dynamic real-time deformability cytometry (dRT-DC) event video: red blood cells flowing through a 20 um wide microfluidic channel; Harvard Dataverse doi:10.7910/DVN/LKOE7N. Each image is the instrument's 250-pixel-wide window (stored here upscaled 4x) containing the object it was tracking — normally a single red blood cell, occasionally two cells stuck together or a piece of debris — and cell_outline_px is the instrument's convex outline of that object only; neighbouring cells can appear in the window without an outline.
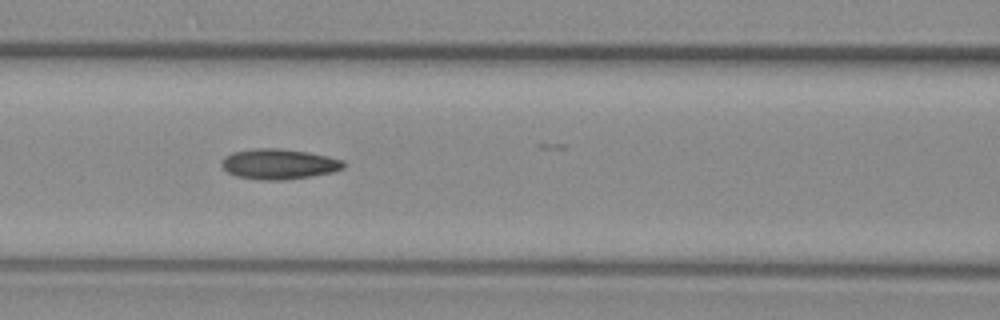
{"species": "common noctule bat (a hibernating species)", "species_latin": "Nyctalus noctula", "temperature_condition": "warm", "stored_images_in_passage": 25, "camera_frame_rate_fps": 3000, "um_per_image_px": 0.085, "animal": {"sex": "female", "body_mass_g": 29.2, "forearm_length_mm": 56.3}, "frame": {"image": 1, "passage_image": 6, "time_ms": 1.667, "image_size_px": [1000, 320], "cell_outline_px": [[340, 164], [336, 168], [316, 172], [292, 176], [256, 176], [240, 172], [256, 152], [292, 152], [312, 156], [328, 160]], "centroid_in_image_um": [24.28, 13.98], "position_along_channel_um": 142.3, "area_um2": 12.6}}
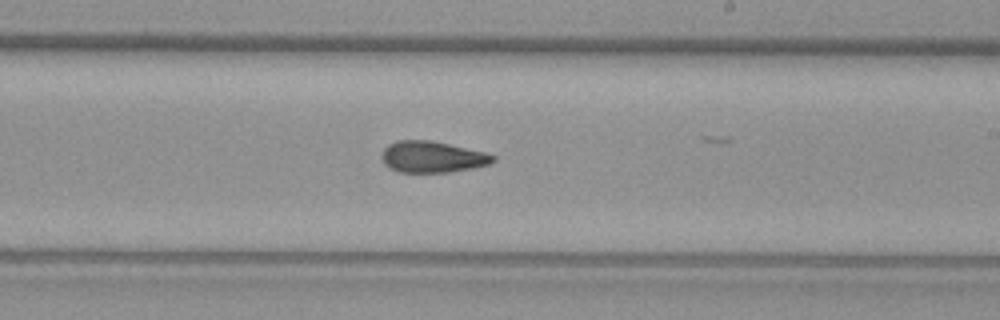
{"frame": {"image": 2, "passage_image": 15, "time_ms": 4.667, "image_size_px": [1000, 320], "cell_outline_px": [[488, 160], [480, 164], [452, 168], [400, 168], [392, 164], [388, 160], [388, 152], [392, 148], [400, 144], [436, 144], [488, 156]], "centroid_in_image_um": [36.76, 13.33], "position_along_channel_um": 252.2, "area_um2": 13.76}}
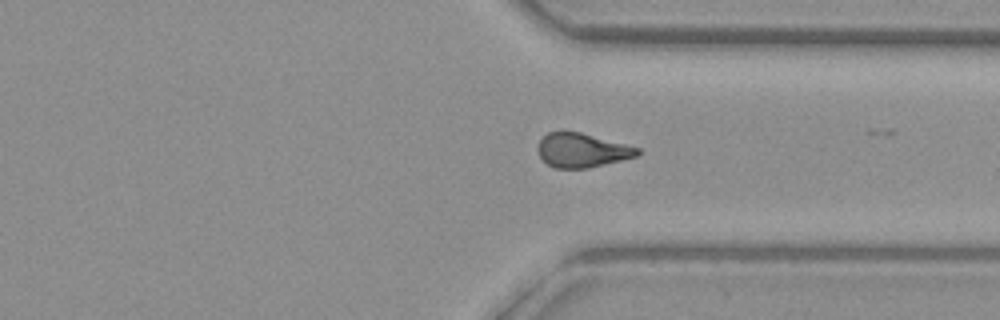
{"frame": {"image": 3, "passage_image": 24, "time_ms": 7.667, "image_size_px": [1000, 320], "cell_outline_px": [[636, 152], [628, 156], [592, 164], [552, 164], [544, 156], [556, 132], [572, 132]], "centroid_in_image_um": [49.46, 12.75], "position_along_channel_um": 361.9, "area_um2": 13.76}}